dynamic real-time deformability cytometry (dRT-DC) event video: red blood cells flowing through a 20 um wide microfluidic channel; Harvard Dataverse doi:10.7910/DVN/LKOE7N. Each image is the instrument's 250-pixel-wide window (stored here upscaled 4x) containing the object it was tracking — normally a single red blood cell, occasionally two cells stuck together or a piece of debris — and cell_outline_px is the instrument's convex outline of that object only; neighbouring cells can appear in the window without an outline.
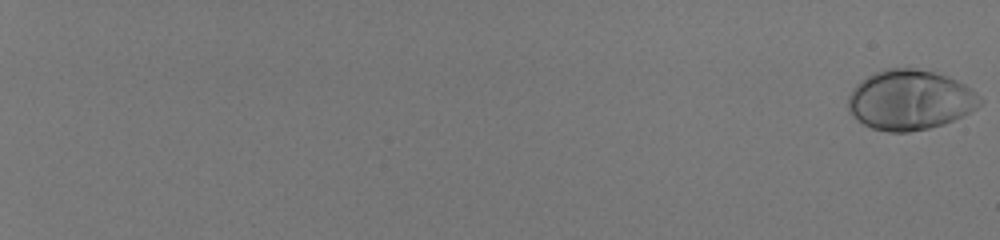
{"species": "human", "species_latin": "Homo sapiens", "temperature_condition": "room temperature", "stored_images_in_passage": 59, "camera_frame_rate_fps": 3000, "um_per_image_px": 0.085, "donor": {"sex": "male"}, "frame": {"image": 1, "passage_image": 1, "time_ms": 0.0, "image_size_px": [1000, 240], "cell_outline_px": [[980, 104], [976, 108], [964, 116], [944, 124], [928, 128], [908, 132], [888, 132], [872, 128], [864, 124], [848, 112], [848, 96], [868, 76], [876, 72], [888, 68], [916, 68], [948, 76], [964, 84], [976, 92]], "centroid_in_image_um": [77.36, 8.51], "position_along_channel_um": 7.6, "area_um2": 45.6}}
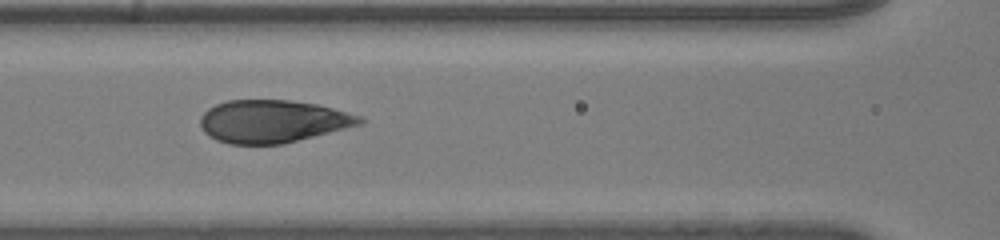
{"frame": {"image": 2, "passage_image": 34, "time_ms": 11.0, "image_size_px": [1000, 240], "cell_outline_px": [[364, 120], [360, 124], [284, 144], [228, 144], [216, 140], [208, 136], [204, 132], [200, 124], [200, 116], [208, 108], [216, 104], [228, 100], [288, 100], [316, 104], [332, 108], [360, 116]], "centroid_in_image_um": [23.12, 10.32], "position_along_channel_um": 143.5, "area_um2": 39.48}}
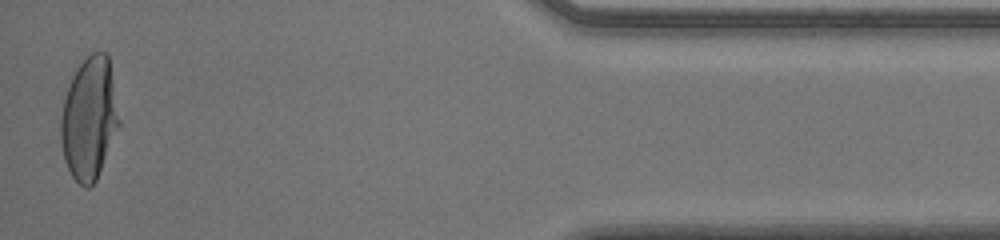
{"frame": {"image": 3, "passage_image": 59, "time_ms": 19.333, "image_size_px": [1000, 240], "cell_outline_px": [[120, 124], [96, 180], [88, 188], [84, 188], [72, 176], [64, 160], [60, 140], [60, 120], [64, 100], [72, 76], [80, 64], [92, 52], [104, 52], [108, 56], [120, 120]], "centroid_in_image_um": [7.57, 10.1], "position_along_channel_um": 427.6, "area_um2": 41.21}, "authors_computed_cell_mechanics": {"area_um2": 41.3848, "velocity_mm_per_s": 3.9749, "shape_relaxation_time_tau1_ms": 4.5514, "shape_relaxation_time_tau2_ms": null, "deformation_change_tau1": 0.2242, "deformation_change_tau2": null}}